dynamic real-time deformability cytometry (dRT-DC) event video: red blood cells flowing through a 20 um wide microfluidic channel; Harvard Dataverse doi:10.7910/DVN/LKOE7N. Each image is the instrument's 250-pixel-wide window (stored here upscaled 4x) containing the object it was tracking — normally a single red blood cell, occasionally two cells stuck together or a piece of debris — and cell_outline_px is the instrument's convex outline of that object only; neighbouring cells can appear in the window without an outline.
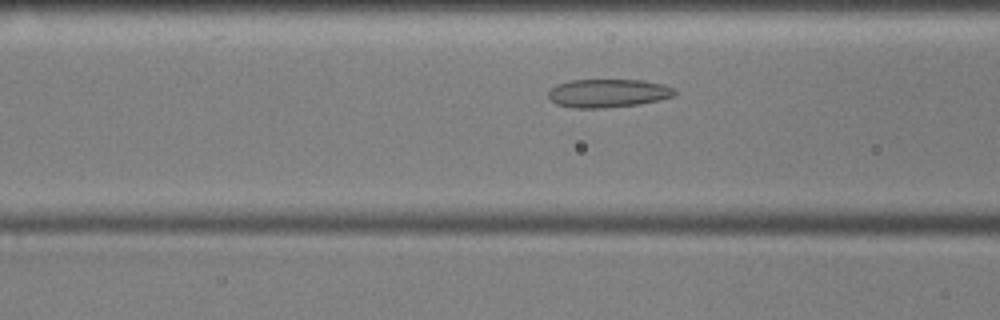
{"species": "common noctule bat (a hibernating species)", "species_latin": "Nyctalus noctula", "temperature_condition": "cold", "stored_images_in_passage": 48, "camera_frame_rate_fps": 3000, "um_per_image_px": 0.085, "animal": {"sex": "male", "body_mass_g": 17.9, "forearm_length_mm": 54.2}, "frame": {"image": 1, "passage_image": 13, "time_ms": 4.0, "image_size_px": [1000, 320], "cell_outline_px": [[676, 96], [636, 104], [604, 108], [572, 108], [556, 104], [548, 96], [548, 92], [556, 84], [568, 80], [640, 80], [664, 84], [676, 88]], "centroid_in_image_um": [51.68, 7.91], "position_along_channel_um": 114.9, "area_um2": 20.92}}
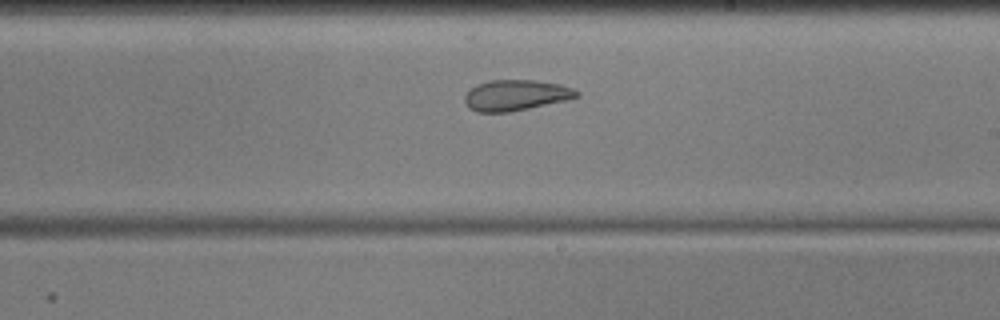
{"frame": {"image": 2, "passage_image": 24, "time_ms": 7.667, "image_size_px": [1000, 320], "cell_outline_px": [[580, 96], [568, 100], [508, 112], [476, 112], [468, 108], [464, 100], [464, 96], [476, 84], [488, 80], [536, 80], [560, 84], [572, 88], [580, 92]], "centroid_in_image_um": [43.85, 8.09], "position_along_channel_um": 245.2, "area_um2": 20.17}}
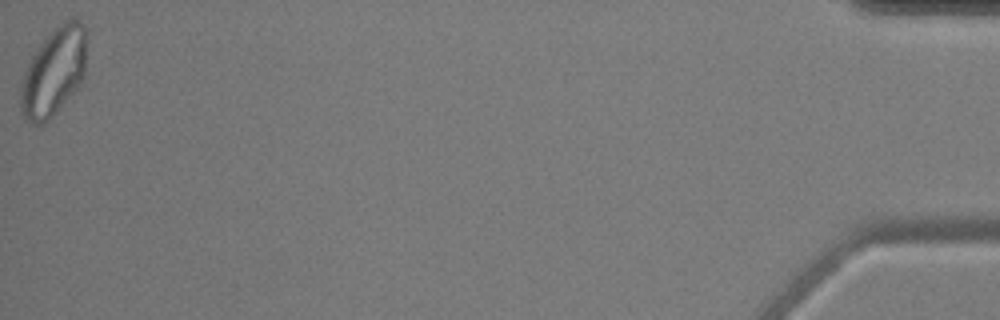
{"frame": {"image": 3, "passage_image": 48, "time_ms": 15.667, "image_size_px": [1000, 320], "cell_outline_px": [[88, 40], [84, 76], [80, 84], [56, 112], [48, 120], [40, 124], [32, 124], [20, 112], [20, 84], [28, 64], [36, 48], [60, 24], [68, 20], [80, 20], [84, 28]], "centroid_in_image_um": [4.58, 6.12], "position_along_channel_um": 430.6, "area_um2": 33.7}, "authors_computed_cell_mechanics": {"area_um2": 23.5246, "velocity_mm_per_s": 3.5532, "shape_relaxation_time_tau1_ms": null, "shape_relaxation_time_tau2_ms": 1.6562, "deformation_change_tau1": null, "deformation_change_tau2": 0.0719}}